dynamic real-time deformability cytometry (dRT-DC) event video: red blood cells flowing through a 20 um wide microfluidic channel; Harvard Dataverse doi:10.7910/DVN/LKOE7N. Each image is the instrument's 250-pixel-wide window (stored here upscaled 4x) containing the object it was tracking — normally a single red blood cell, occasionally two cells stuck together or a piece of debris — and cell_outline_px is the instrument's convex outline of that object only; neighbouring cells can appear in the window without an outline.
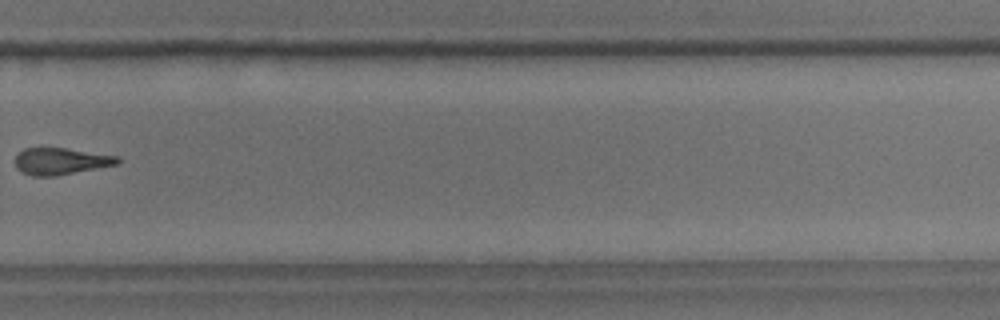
{"species": "common noctule bat (a hibernating species)", "species_latin": "Nyctalus noctula", "temperature_condition": "room temperature", "stored_images_in_passage": 13, "camera_frame_rate_fps": 3000, "um_per_image_px": 0.085, "animal": {"sex": "male", "body_mass_g": 18.8}, "frame": {"image": 1, "passage_image": 10, "time_ms": 11.333, "image_size_px": [1000, 320], "cell_outline_px": [[120, 164], [56, 176], [32, 176], [20, 172], [16, 168], [16, 156], [24, 148], [64, 148], [120, 156]], "centroid_in_image_um": [5.19, 13.71], "position_along_channel_um": 324.6, "area_um2": 16.07}, "authors_computed_cell_mechanics": {"area_um2": 17.9758, "velocity_mm_per_s": 3.7298, "shape_relaxation_time_tau1_ms": null, "shape_relaxation_time_tau2_ms": 4.4845, "deformation_change_tau1": null, "deformation_change_tau2": 0.1612}}